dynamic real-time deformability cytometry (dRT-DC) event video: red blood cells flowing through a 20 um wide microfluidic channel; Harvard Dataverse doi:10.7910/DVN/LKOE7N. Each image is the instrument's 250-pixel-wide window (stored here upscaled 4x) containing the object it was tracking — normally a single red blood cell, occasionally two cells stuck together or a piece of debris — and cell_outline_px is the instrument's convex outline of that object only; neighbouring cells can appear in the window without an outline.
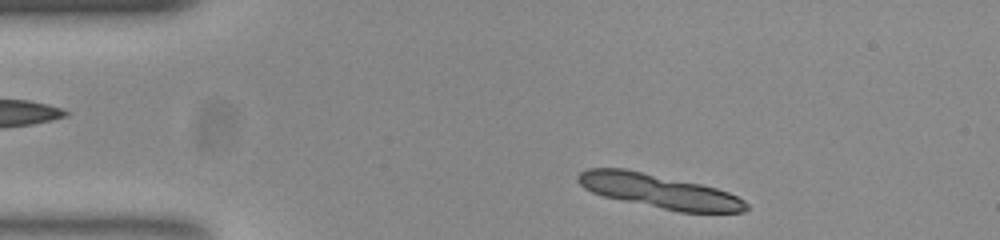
{"species": "common noctule bat (a hibernating species)", "species_latin": "Nyctalus noctula", "temperature_condition": "room temperature", "stored_images_in_passage": 46, "camera_frame_rate_fps": 3000, "um_per_image_px": 0.085, "animal": {"sex": "female", "body_mass_g": 23.0, "forearm_length_mm": 53.4}, "frame": {"image": 1, "passage_image": 2, "time_ms": 0.333, "image_size_px": [1000, 240], "cell_outline_px": [[748, 208], [744, 212], [680, 212], [604, 196], [592, 192], [584, 188], [576, 180], [576, 176], [580, 172], [588, 168], [624, 168], [700, 184], [716, 188], [728, 192], [744, 200], [748, 204]], "centroid_in_image_um": [56.01, 16.24], "position_along_channel_um": 29.0, "area_um2": 32.89}}
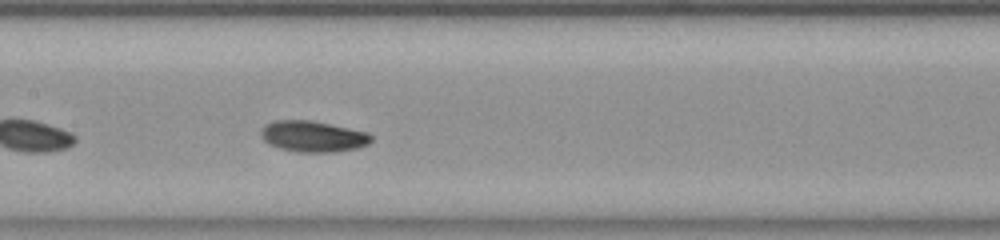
{"frame": {"image": 2, "passage_image": 19, "time_ms": 6.0, "image_size_px": [1000, 240], "cell_outline_px": [[372, 140], [368, 144], [356, 148], [332, 152], [296, 152], [280, 148], [268, 144], [264, 140], [260, 132], [268, 124], [276, 120], [312, 120], [368, 132], [372, 136]], "centroid_in_image_um": [26.62, 11.59], "position_along_channel_um": 180.8, "area_um2": 19.83}}
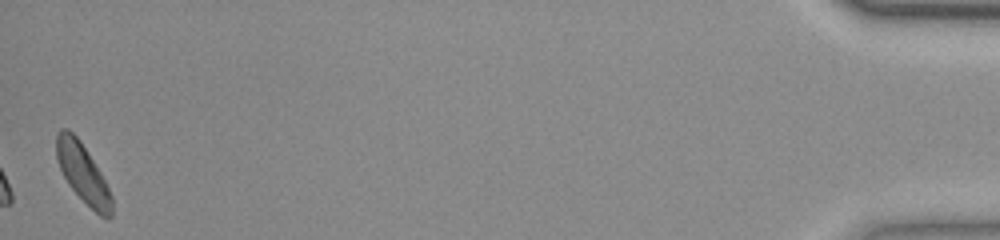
{"frame": {"image": 3, "passage_image": 46, "time_ms": 15.0, "image_size_px": [1000, 240], "cell_outline_px": [[112, 216], [108, 220], [100, 216], [68, 184], [60, 168], [56, 156], [56, 132], [60, 128], [68, 128], [80, 140], [100, 172], [112, 196]], "centroid_in_image_um": [7.03, 14.7], "position_along_channel_um": 428.2, "area_um2": 18.73}, "authors_computed_cell_mechanics": {"area_um2": 18.9584, "velocity_mm_per_s": 3.8336, "shape_relaxation_time_tau1_ms": 1.6692, "shape_relaxation_time_tau2_ms": null, "deformation_change_tau1": 0.0926, "deformation_change_tau2": null}}